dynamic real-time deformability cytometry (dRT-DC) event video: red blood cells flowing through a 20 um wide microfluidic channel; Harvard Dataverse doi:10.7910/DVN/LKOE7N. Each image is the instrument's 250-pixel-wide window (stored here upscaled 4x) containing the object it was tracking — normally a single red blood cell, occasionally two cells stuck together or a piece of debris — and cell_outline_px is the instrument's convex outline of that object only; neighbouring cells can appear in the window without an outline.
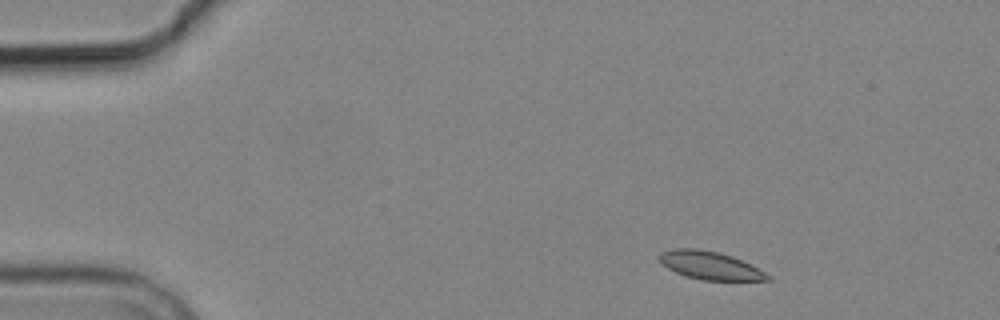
{"species": "common noctule bat (a hibernating species)", "species_latin": "Nyctalus noctula", "temperature_condition": "cold", "stored_images_in_passage": 12, "camera_frame_rate_fps": 3000, "um_per_image_px": 0.085, "animal": {"sex": "male", "body_mass_g": 19.2, "forearm_length_mm": 51.8}, "frame": {"image": 1, "passage_image": 1, "time_ms": 0.0, "image_size_px": [1000, 320], "cell_outline_px": [[772, 280], [704, 280], [688, 276], [676, 272], [668, 268], [660, 260], [660, 252], [672, 248], [696, 248], [720, 252], [732, 256], [772, 276]], "centroid_in_image_um": [60.35, 22.55], "position_along_channel_um": 24.7, "area_um2": 17.4}}
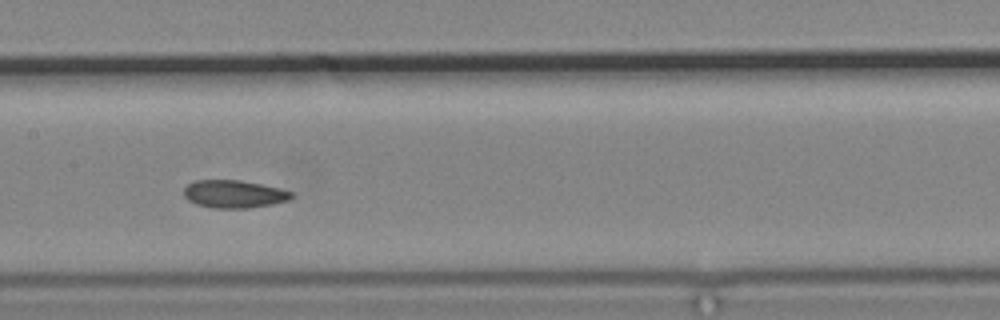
{"frame": {"image": 2, "passage_image": 6, "time_ms": 6.667, "image_size_px": [1000, 320], "cell_outline_px": [[292, 196], [288, 200], [272, 204], [248, 208], [212, 208], [196, 204], [188, 200], [184, 196], [184, 188], [188, 184], [196, 180], [240, 180], [280, 188], [292, 192]], "centroid_in_image_um": [19.86, 16.49], "position_along_channel_um": 187.5, "area_um2": 17.34}}
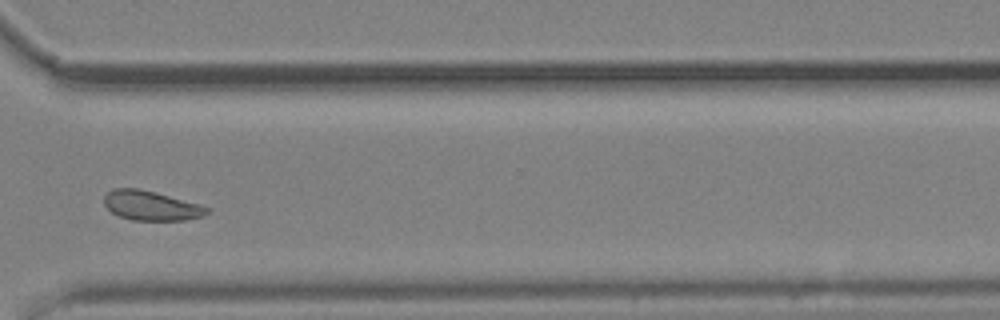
{"frame": {"image": 3, "passage_image": 10, "time_ms": 11.333, "image_size_px": [1000, 320], "cell_outline_px": [[208, 212], [204, 216], [184, 220], [132, 220], [120, 216], [112, 212], [104, 204], [104, 196], [112, 188], [140, 188], [156, 192], [200, 204], [208, 208]], "centroid_in_image_um": [12.83, 17.47], "position_along_channel_um": 357.8, "area_um2": 17.69}, "authors_computed_cell_mechanics": {"area_um2": 17.8313, "velocity_mm_per_s": 3.6644, "shape_relaxation_time_tau1_ms": 2.2626, "shape_relaxation_time_tau2_ms": 3.5591, "deformation_change_tau1": 0.0528, "deformation_change_tau2": 0.0638}}